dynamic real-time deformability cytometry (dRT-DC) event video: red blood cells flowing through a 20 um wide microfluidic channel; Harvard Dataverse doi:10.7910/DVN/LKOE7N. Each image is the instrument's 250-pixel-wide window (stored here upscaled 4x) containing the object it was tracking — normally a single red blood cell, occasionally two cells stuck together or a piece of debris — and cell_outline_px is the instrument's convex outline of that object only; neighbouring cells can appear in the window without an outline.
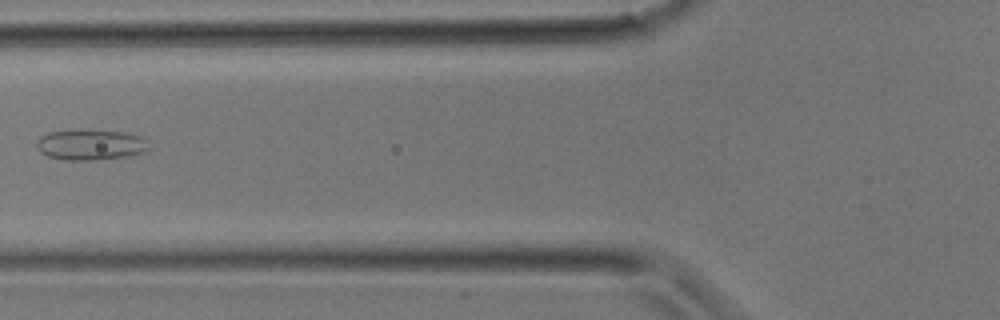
{"species": "common noctule bat (a hibernating species)", "species_latin": "Nyctalus noctula", "temperature_condition": "room temperature", "stored_images_in_passage": 3, "camera_frame_rate_fps": 3000, "um_per_image_px": 0.085, "animal": {"sex": "male", "body_mass_g": 17.9}, "frame": {"image": 1, "passage_image": 3, "time_ms": 0.667, "image_size_px": [1000, 320], "cell_outline_px": [[152, 148], [148, 152], [124, 156], [96, 160], [64, 160], [48, 156], [40, 152], [36, 144], [40, 136], [48, 132], [124, 132], [140, 136], [148, 140]], "centroid_in_image_um": [7.77, 12.34], "position_along_channel_um": 118.0, "area_um2": 19.54}}